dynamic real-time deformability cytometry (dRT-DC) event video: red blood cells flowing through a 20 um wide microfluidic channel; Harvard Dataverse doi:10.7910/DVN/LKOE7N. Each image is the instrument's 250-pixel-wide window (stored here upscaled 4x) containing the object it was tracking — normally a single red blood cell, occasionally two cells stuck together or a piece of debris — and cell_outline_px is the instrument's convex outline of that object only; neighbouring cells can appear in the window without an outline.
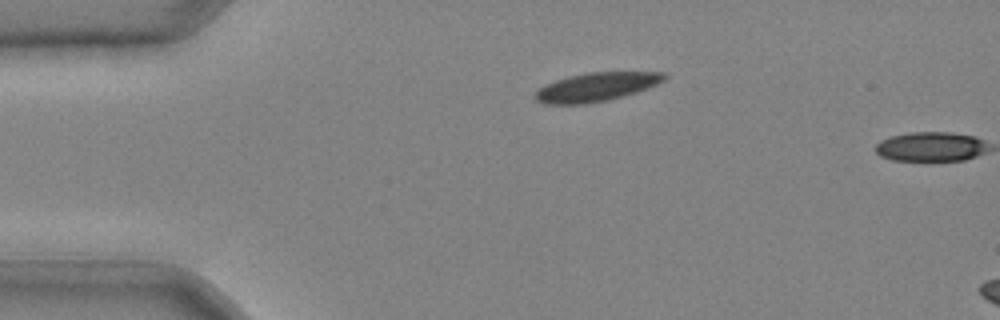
{"species": "common noctule bat (a hibernating species)", "species_latin": "Nyctalus noctula", "temperature_condition": "cold", "stored_images_in_passage": 2, "camera_frame_rate_fps": 3000, "um_per_image_px": 0.085, "animal": {"sex": "male", "body_mass_g": 20.4}, "frame": {"image": 1, "passage_image": 1, "time_ms": 0.0, "image_size_px": [1000, 320], "cell_outline_px": [[668, 76], [664, 80], [656, 84], [636, 92], [608, 100], [584, 104], [544, 104], [536, 100], [536, 92], [544, 84], [568, 76], [588, 72], [668, 72]], "centroid_in_image_um": [50.69, 7.38], "position_along_channel_um": 34.3, "area_um2": 21.5}}